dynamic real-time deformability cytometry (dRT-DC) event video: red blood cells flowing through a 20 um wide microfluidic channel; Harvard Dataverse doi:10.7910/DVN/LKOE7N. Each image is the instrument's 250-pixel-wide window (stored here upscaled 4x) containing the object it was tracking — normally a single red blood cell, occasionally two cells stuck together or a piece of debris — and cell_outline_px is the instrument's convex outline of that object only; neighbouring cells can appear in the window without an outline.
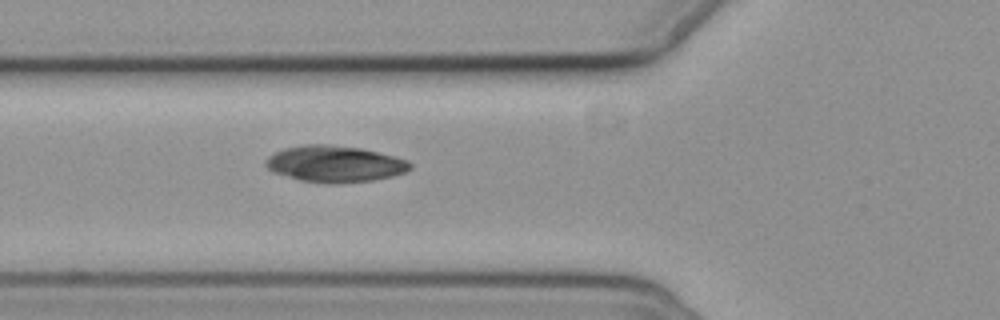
{"species": "common noctule bat (a hibernating species)", "species_latin": "Nyctalus noctula", "temperature_condition": "cold", "stored_images_in_passage": 2, "camera_frame_rate_fps": 3000, "um_per_image_px": 0.085, "animal": {"sex": "female", "body_mass_g": 19.3, "forearm_length_mm": 54.1}, "frame": {"image": 1, "passage_image": 2, "time_ms": 1.0, "image_size_px": [1000, 320], "cell_outline_px": [[412, 168], [404, 172], [392, 176], [372, 180], [336, 184], [328, 184], [300, 180], [272, 172], [264, 164], [264, 160], [268, 156], [284, 148], [304, 144], [328, 144], [360, 148], [396, 156], [408, 160], [412, 164]], "centroid_in_image_um": [28.44, 13.93], "position_along_channel_um": 97.4, "area_um2": 30.87}}